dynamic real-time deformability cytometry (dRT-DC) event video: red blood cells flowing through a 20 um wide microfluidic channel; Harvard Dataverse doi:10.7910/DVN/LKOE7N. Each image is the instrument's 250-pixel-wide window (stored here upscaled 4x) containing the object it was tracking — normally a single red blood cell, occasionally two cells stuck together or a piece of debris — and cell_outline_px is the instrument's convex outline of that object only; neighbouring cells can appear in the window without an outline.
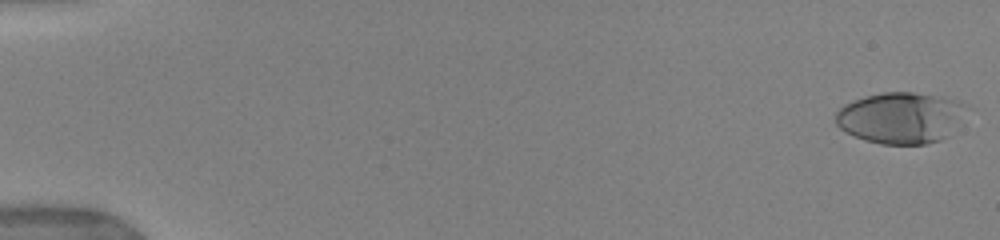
{"species": "human", "species_latin": "Homo sapiens", "temperature_condition": "warm", "stored_images_in_passage": 9, "camera_frame_rate_fps": 3000, "um_per_image_px": 0.085, "donor": {"sex": "female"}, "frame": {"image": 1, "passage_image": 1, "time_ms": 0.0, "image_size_px": [1000, 240], "cell_outline_px": [[964, 104], [944, 136], [940, 140], [924, 144], [880, 144], [864, 140], [840, 128], [836, 124], [836, 112], [844, 104], [852, 100], [884, 92], [912, 92], [944, 96]], "centroid_in_image_um": [76.4, 10.0], "position_along_channel_um": 8.6, "area_um2": 37.69}}
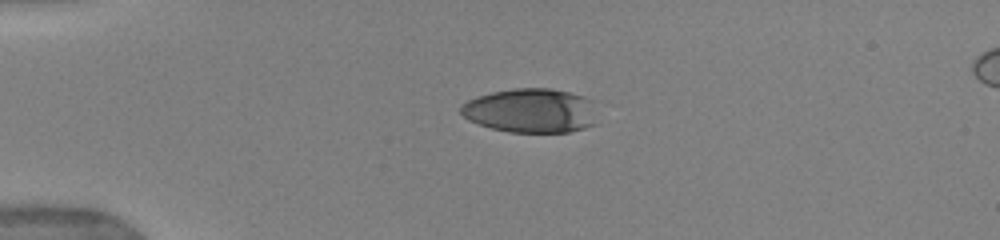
{"frame": {"image": 2, "passage_image": 6, "time_ms": 4.0, "image_size_px": [1000, 240], "cell_outline_px": [[592, 124], [584, 128], [568, 132], [508, 132], [492, 128], [468, 120], [460, 112], [460, 104], [476, 96], [492, 92], [512, 88], [552, 88], [584, 96], [592, 100]], "centroid_in_image_um": [45.04, 9.39], "position_along_channel_um": 40.0, "area_um2": 34.97}}